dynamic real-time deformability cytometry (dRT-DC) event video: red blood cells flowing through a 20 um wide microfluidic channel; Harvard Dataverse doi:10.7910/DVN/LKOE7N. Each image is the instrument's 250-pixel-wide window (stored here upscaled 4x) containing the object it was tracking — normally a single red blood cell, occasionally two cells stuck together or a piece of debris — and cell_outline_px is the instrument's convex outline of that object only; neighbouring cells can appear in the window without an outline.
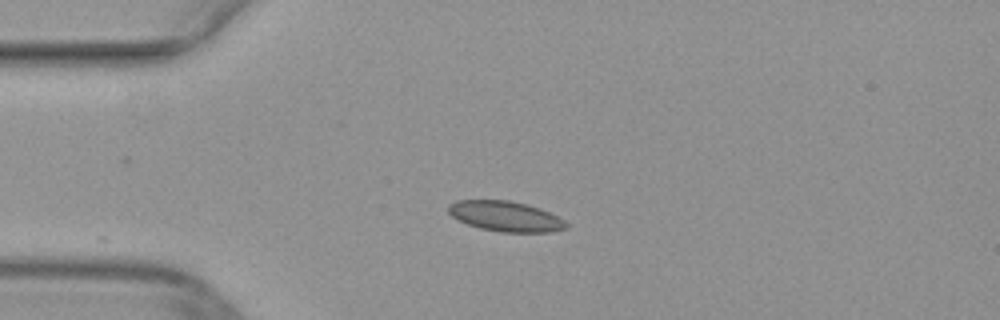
{"species": "common noctule bat (a hibernating species)", "species_latin": "Nyctalus noctula", "temperature_condition": "warm", "stored_images_in_passage": 7, "camera_frame_rate_fps": 3000, "um_per_image_px": 0.085, "animal": {"sex": "female", "body_mass_g": 29.2, "forearm_length_mm": 56.3}, "frame": {"image": 1, "passage_image": 1, "time_ms": 0.0, "image_size_px": [1000, 320], "cell_outline_px": [[568, 228], [552, 232], [500, 232], [480, 228], [456, 220], [448, 212], [448, 204], [456, 200], [508, 200], [528, 204], [540, 208], [564, 220], [568, 224]], "centroid_in_image_um": [42.96, 18.38], "position_along_channel_um": 42.0, "area_um2": 20.92}}
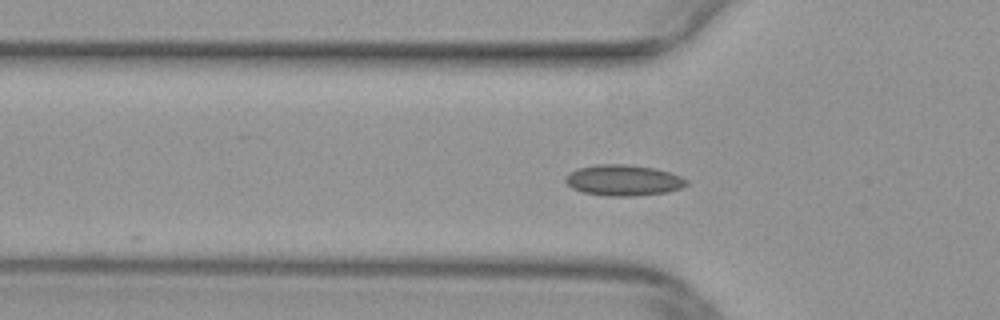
{"frame": {"image": 2, "passage_image": 5, "time_ms": 1.333, "image_size_px": [1000, 320], "cell_outline_px": [[688, 184], [680, 188], [668, 192], [636, 196], [604, 196], [584, 192], [572, 188], [564, 180], [564, 176], [568, 172], [576, 168], [596, 164], [628, 164], [656, 168], [680, 176], [688, 180]], "centroid_in_image_um": [52.96, 15.31], "position_along_channel_um": 72.8, "area_um2": 22.08}}